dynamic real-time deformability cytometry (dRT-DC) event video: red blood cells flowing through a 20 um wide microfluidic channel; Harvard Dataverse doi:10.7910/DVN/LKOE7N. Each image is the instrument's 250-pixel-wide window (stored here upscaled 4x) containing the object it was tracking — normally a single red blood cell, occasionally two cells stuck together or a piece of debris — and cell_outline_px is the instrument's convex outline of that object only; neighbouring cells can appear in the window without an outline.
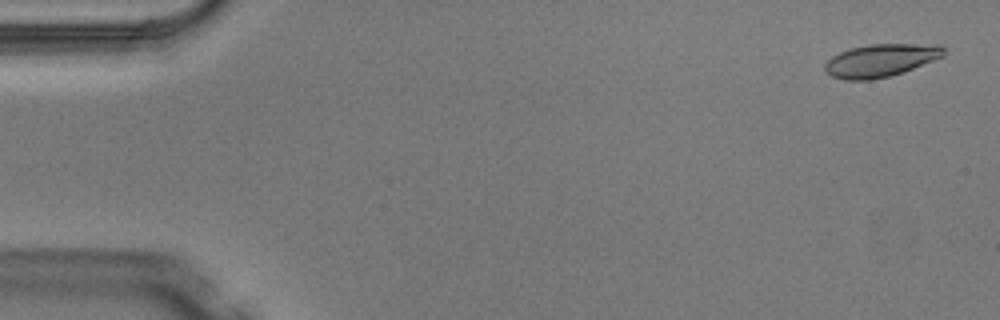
{"species": "Egyptian fruit bat (a non-hibernating species)", "species_latin": "Rousettus aegyptiacus", "temperature_condition": "warm", "stored_images_in_passage": 4, "camera_frame_rate_fps": 3000, "um_per_image_px": 0.085, "animal": {"sex": "male"}, "frame": {"image": 1, "passage_image": 1, "time_ms": 0.0, "image_size_px": [1000, 320], "cell_outline_px": [[944, 56], [904, 72], [872, 80], [844, 80], [832, 76], [824, 68], [824, 64], [832, 56], [840, 52], [852, 48], [868, 44], [940, 44], [944, 48]], "centroid_in_image_um": [74.87, 5.13], "position_along_channel_um": 10.1, "area_um2": 22.72}}
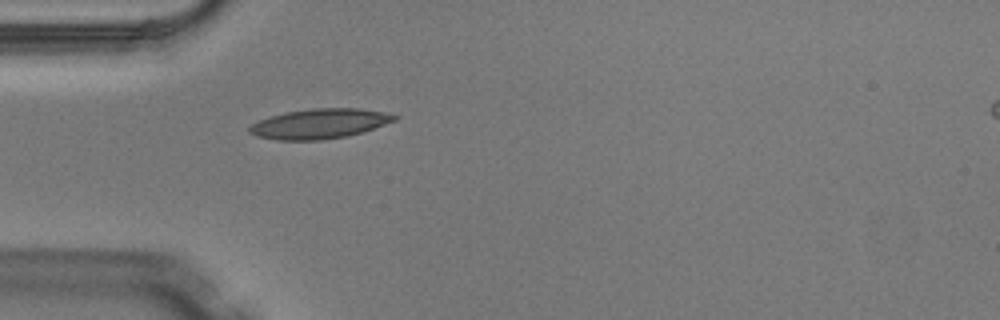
{"frame": {"image": 2, "passage_image": 4, "time_ms": 1.0, "image_size_px": [1000, 320], "cell_outline_px": [[400, 116], [396, 120], [348, 136], [320, 140], [276, 140], [256, 136], [248, 132], [248, 128], [252, 124], [260, 120], [284, 112], [312, 108], [356, 108], [384, 112]], "centroid_in_image_um": [27.14, 10.51], "position_along_channel_um": 57.9, "area_um2": 25.09}}